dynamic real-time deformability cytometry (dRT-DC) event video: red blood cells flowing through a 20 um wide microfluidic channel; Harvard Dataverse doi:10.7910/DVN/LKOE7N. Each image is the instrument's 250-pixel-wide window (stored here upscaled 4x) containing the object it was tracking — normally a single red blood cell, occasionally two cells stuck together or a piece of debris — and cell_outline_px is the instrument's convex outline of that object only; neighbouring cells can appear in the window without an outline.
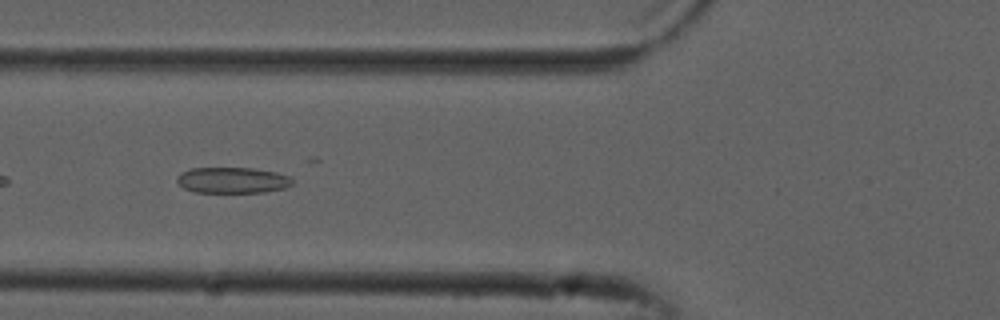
{"species": "common noctule bat (a hibernating species)", "species_latin": "Nyctalus noctula", "temperature_condition": "cold", "stored_images_in_passage": 29, "camera_frame_rate_fps": 3000, "um_per_image_px": 0.085, "animal": {"sex": "male", "forearm_length_mm": 52.5}, "frame": {"image": 1, "passage_image": 5, "time_ms": 1.333, "image_size_px": [1000, 320], "cell_outline_px": [[292, 184], [284, 188], [264, 192], [196, 192], [184, 188], [176, 180], [176, 176], [180, 172], [192, 168], [252, 168], [276, 172], [288, 176], [292, 180]], "centroid_in_image_um": [19.73, 15.31], "position_along_channel_um": 106.1, "area_um2": 17.34}}
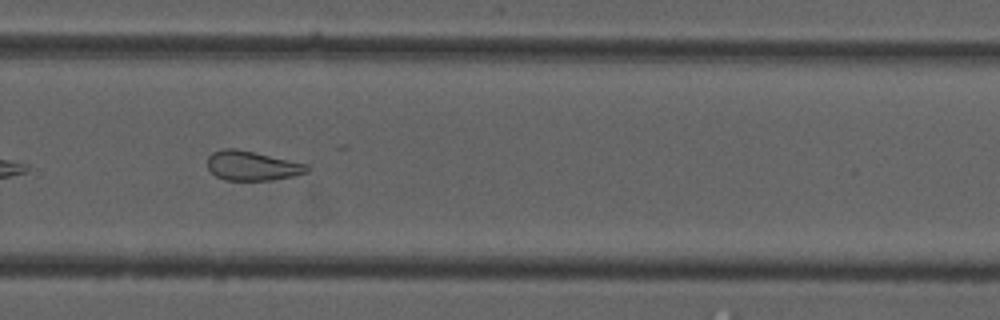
{"frame": {"image": 2, "passage_image": 21, "time_ms": 6.667, "image_size_px": [1000, 320], "cell_outline_px": [[308, 172], [292, 176], [272, 180], [224, 180], [216, 176], [208, 168], [208, 156], [212, 152], [224, 148], [236, 148], [308, 164]], "centroid_in_image_um": [21.41, 14.08], "position_along_channel_um": 308.4, "area_um2": 17.05}, "authors_computed_cell_mechanics": {"area_um2": 17.34, "velocity_mm_per_s": 3.8002, "shape_relaxation_time_tau1_ms": null, "shape_relaxation_time_tau2_ms": 3.4226, "deformation_change_tau1": null, "deformation_change_tau2": 0.1113}}